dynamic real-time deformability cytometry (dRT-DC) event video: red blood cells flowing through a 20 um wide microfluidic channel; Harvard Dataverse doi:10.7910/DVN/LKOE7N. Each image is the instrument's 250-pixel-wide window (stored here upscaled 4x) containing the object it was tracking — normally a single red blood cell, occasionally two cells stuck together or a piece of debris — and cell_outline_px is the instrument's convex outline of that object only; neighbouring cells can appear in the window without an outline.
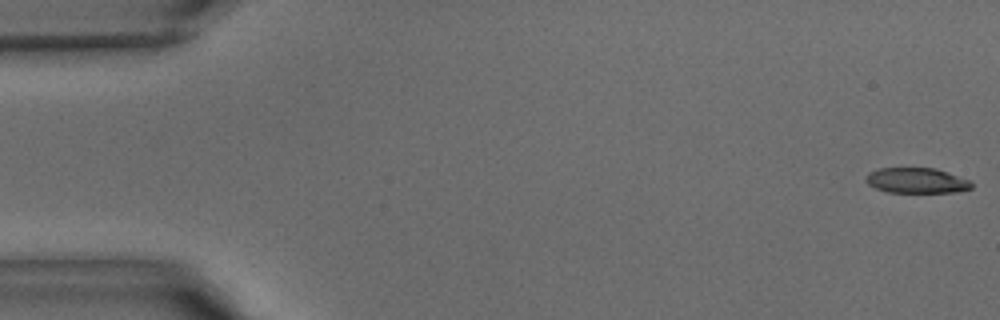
{"species": "common noctule bat (a hibernating species)", "species_latin": "Nyctalus noctula", "temperature_condition": "warm", "stored_images_in_passage": 42, "segment_of_instrument_passage": [1, 2], "camera_frame_rate_fps": 3000, "um_per_image_px": 0.085, "animal": {"sex": "male", "body_mass_g": 15.6}, "frame": {"image": 1, "passage_image": 1, "time_ms": 0.0, "image_size_px": [1000, 320], "cell_outline_px": [[972, 188], [956, 192], [888, 192], [876, 188], [868, 184], [868, 172], [880, 168], [936, 168], [948, 172], [968, 180], [972, 184]], "centroid_in_image_um": [77.93, 15.34], "position_along_channel_um": 7.1, "area_um2": 15.37}}
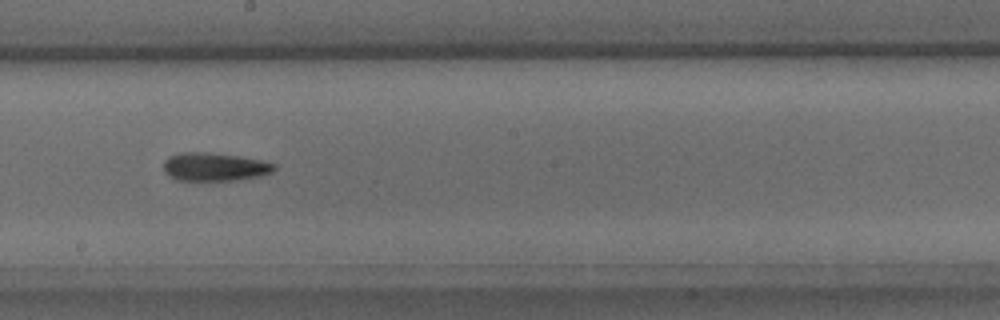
{"frame": {"image": 2, "passage_image": 23, "time_ms": 7.333, "image_size_px": [1000, 320], "cell_outline_px": [[276, 168], [272, 172], [260, 176], [236, 180], [176, 180], [168, 176], [164, 172], [164, 160], [168, 156], [180, 152], [208, 152], [236, 156], [260, 160], [276, 164]], "centroid_in_image_um": [18.2, 14.18], "position_along_channel_um": 230.0, "area_um2": 18.26}}
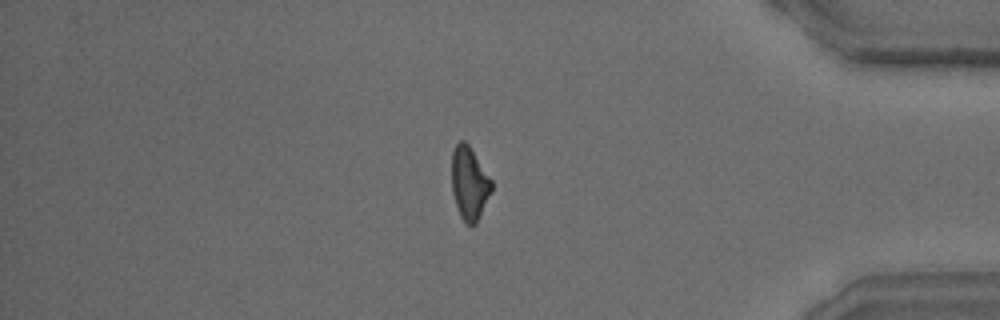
{"frame": {"image": 3, "passage_image": 35, "time_ms": 11.333, "image_size_px": [1000, 320], "cell_outline_px": [[492, 192], [476, 224], [468, 224], [460, 216], [452, 192], [452, 152], [456, 144], [460, 140], [464, 140], [468, 144], [492, 180]], "centroid_in_image_um": [39.9, 15.57], "position_along_channel_um": 395.3, "area_um2": 16.88}}